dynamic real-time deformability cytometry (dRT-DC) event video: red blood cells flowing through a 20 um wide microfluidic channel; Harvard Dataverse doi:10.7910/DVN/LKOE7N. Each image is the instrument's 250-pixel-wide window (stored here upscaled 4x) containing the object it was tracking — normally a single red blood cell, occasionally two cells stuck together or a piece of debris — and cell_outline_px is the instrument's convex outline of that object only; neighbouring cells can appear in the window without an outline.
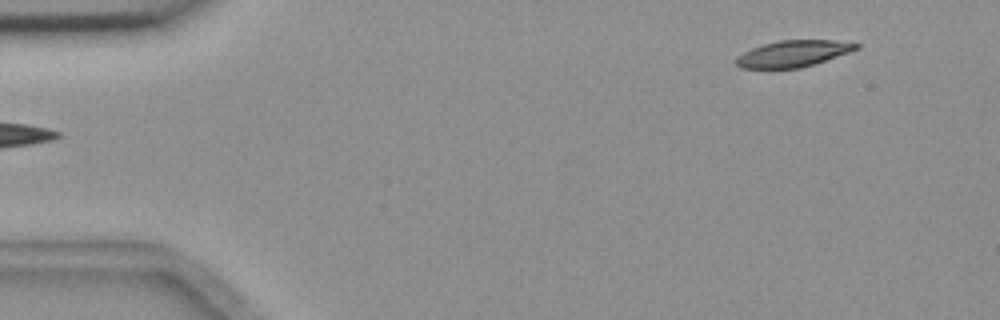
{"species": "common noctule bat (a hibernating species)", "species_latin": "Nyctalus noctula", "temperature_condition": "room temperature", "stored_images_in_passage": 6, "segment_of_instrument_passage": [2, 2], "camera_frame_rate_fps": 3000, "um_per_image_px": 0.085, "animal": {"sex": "female", "body_mass_g": 18.4}, "frame": {"image": 1, "passage_image": 6, "time_ms": 5.667, "image_size_px": [1000, 320], "cell_outline_px": [[860, 48], [800, 68], [740, 68], [736, 64], [736, 56], [752, 48], [764, 44], [780, 40], [836, 40], [860, 44]], "centroid_in_image_um": [67.39, 4.55], "position_along_channel_um": 17.6, "area_um2": 18.21}}